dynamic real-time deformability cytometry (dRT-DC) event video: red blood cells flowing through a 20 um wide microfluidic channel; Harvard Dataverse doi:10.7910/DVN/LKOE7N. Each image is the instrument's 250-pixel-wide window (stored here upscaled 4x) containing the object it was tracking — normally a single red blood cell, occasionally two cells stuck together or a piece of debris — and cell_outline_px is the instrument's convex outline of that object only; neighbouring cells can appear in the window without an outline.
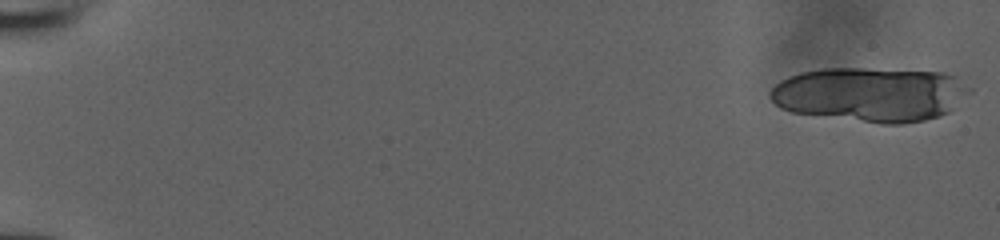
{"species": "human", "species_latin": "Homo sapiens", "temperature_condition": "room temperature", "stored_images_in_passage": 18, "camera_frame_rate_fps": 3000, "um_per_image_px": 0.085, "donor": {"sex": "male"}, "frame": {"image": 1, "passage_image": 1, "time_ms": 0.0, "image_size_px": [1000, 240], "cell_outline_px": [[956, 80], [948, 112], [940, 116], [924, 120], [904, 124], [880, 124], [792, 112], [780, 108], [768, 96], [772, 88], [780, 80], [788, 76], [800, 72], [824, 68], [864, 68], [944, 72], [956, 76]], "centroid_in_image_um": [73.67, 8.02], "position_along_channel_um": 11.3, "area_um2": 61.21}}